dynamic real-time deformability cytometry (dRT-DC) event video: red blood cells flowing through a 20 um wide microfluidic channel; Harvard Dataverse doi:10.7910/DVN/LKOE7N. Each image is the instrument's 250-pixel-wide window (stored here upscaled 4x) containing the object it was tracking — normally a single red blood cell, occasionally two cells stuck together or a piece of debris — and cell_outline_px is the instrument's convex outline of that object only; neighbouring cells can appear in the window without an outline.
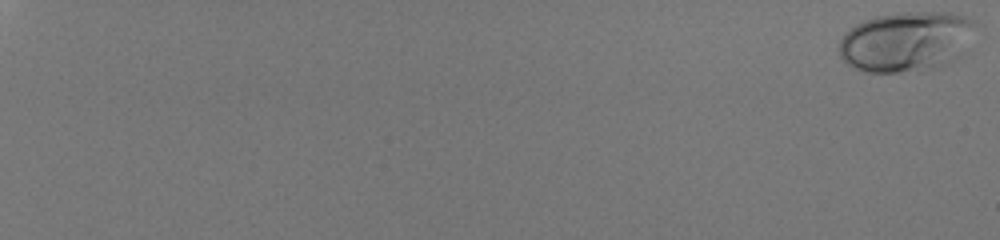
{"species": "human", "species_latin": "Homo sapiens", "temperature_condition": "room temperature", "stored_images_in_passage": 57, "camera_frame_rate_fps": 3000, "um_per_image_px": 0.085, "donor": {"sex": "male"}, "frame": {"image": 1, "passage_image": 1, "time_ms": 0.0, "image_size_px": [1000, 240], "cell_outline_px": [[976, 24], [968, 52], [964, 56], [940, 68], [900, 72], [864, 72], [848, 64], [840, 56], [840, 40], [856, 24], [864, 20], [876, 16], [900, 12], [952, 12], [964, 16], [972, 20]], "centroid_in_image_um": [77.13, 3.54], "position_along_channel_um": 7.9, "area_um2": 48.44}}
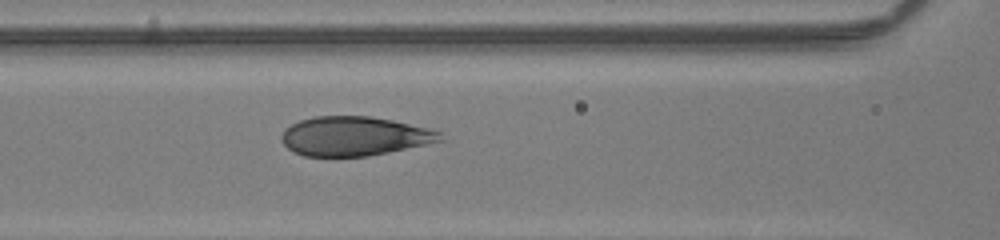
{"frame": {"image": 2, "passage_image": 32, "time_ms": 10.333, "image_size_px": [1000, 240], "cell_outline_px": [[444, 140], [388, 152], [368, 156], [304, 156], [292, 152], [280, 140], [280, 136], [284, 128], [300, 120], [316, 116], [372, 116], [392, 120], [428, 128], [440, 132]], "centroid_in_image_um": [30.07, 11.57], "position_along_channel_um": 136.5, "area_um2": 36.24}}
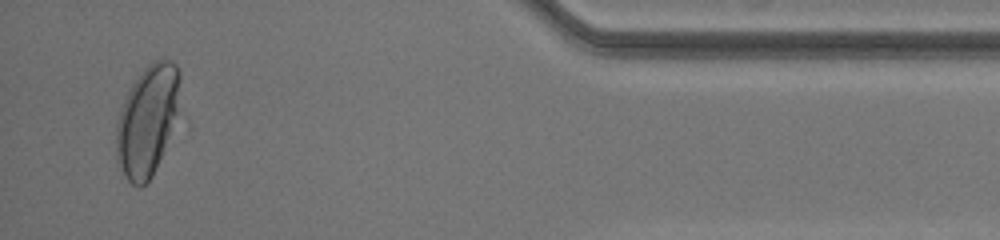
{"frame": {"image": 3, "passage_image": 56, "time_ms": 18.333, "image_size_px": [1000, 240], "cell_outline_px": [[180, 76], [176, 112], [160, 156], [152, 176], [140, 188], [132, 184], [124, 176], [116, 164], [116, 120], [124, 100], [132, 84], [140, 72], [152, 60], [172, 60], [176, 64], [180, 72]], "centroid_in_image_um": [12.46, 10.22], "position_along_channel_um": 422.7, "area_um2": 40.23}, "authors_computed_cell_mechanics": {"area_um2": 39.593, "velocity_mm_per_s": 4.0765, "shape_relaxation_time_tau1_ms": 4.8067, "shape_relaxation_time_tau2_ms": null, "deformation_change_tau1": 0.1847, "deformation_change_tau2": null}}